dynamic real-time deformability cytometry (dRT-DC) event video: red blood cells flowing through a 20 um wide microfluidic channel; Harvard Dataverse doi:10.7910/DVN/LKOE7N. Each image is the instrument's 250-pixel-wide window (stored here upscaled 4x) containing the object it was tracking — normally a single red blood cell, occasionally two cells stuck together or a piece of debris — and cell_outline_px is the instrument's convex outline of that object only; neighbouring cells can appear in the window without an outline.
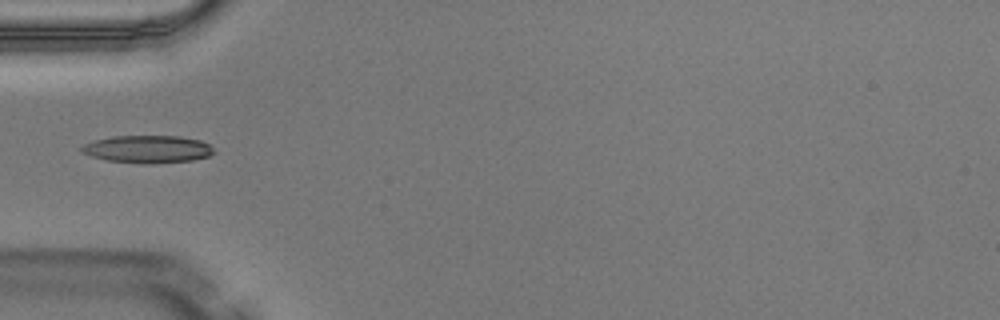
{"species": "Egyptian fruit bat (a non-hibernating species)", "species_latin": "Rousettus aegyptiacus", "temperature_condition": "warm", "stored_images_in_passage": 2, "camera_frame_rate_fps": 3000, "um_per_image_px": 0.085, "animal": {"sex": "male"}, "frame": {"image": 1, "passage_image": 2, "time_ms": 0.333, "image_size_px": [1000, 320], "cell_outline_px": [[216, 152], [208, 156], [192, 160], [152, 164], [148, 164], [108, 160], [92, 156], [80, 152], [80, 148], [84, 144], [96, 140], [112, 136], [180, 136], [200, 140], [208, 144]], "centroid_in_image_um": [12.56, 12.68], "position_along_channel_um": 72.4, "area_um2": 21.15}}